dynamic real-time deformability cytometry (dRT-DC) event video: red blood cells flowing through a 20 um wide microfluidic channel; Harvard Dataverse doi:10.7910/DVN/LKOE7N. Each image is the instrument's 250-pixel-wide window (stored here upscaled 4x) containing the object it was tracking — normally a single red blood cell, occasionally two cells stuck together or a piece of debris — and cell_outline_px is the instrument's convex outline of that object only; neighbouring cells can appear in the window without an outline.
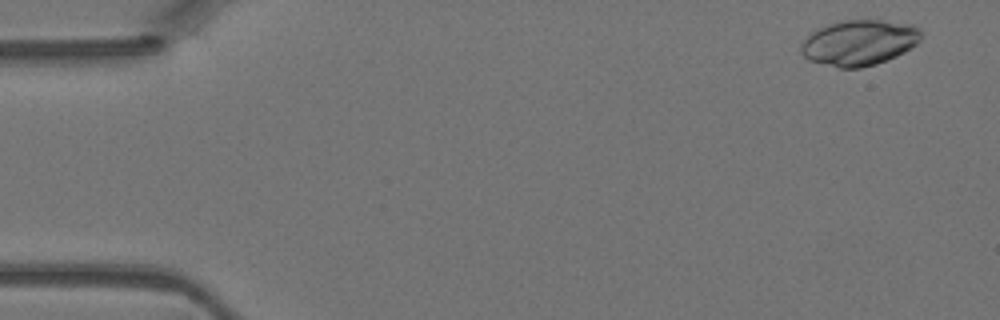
{"species": "Egyptian fruit bat (a non-hibernating species)", "species_latin": "Rousettus aegyptiacus", "temperature_condition": "warm", "stored_images_in_passage": 45, "camera_frame_rate_fps": 3000, "um_per_image_px": 0.085, "animal": {"sex": "female"}, "frame": {"image": 1, "passage_image": 2, "time_ms": 0.333, "image_size_px": [1000, 320], "cell_outline_px": [[924, 36], [916, 44], [904, 52], [896, 56], [876, 64], [860, 68], [840, 68], [808, 60], [800, 52], [800, 44], [804, 36], [820, 28], [844, 20], [880, 20], [912, 24], [920, 28], [924, 32]], "centroid_in_image_um": [73.04, 3.63], "position_along_channel_um": 12.0, "area_um2": 32.08}}
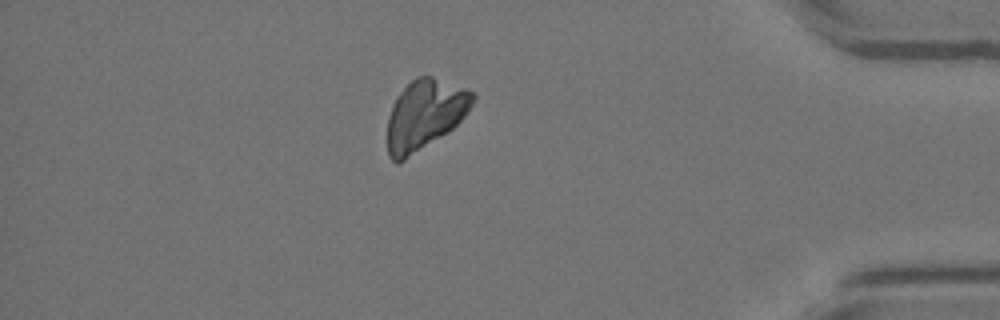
{"frame": {"image": 2, "passage_image": 39, "time_ms": 12.667, "image_size_px": [1000, 320], "cell_outline_px": [[476, 100], [464, 116], [448, 132], [400, 164], [396, 164], [388, 156], [388, 116], [392, 104], [396, 96], [416, 76], [432, 76], [468, 88], [476, 96]], "centroid_in_image_um": [36.1, 9.76], "position_along_channel_um": 399.1, "area_um2": 35.08}}
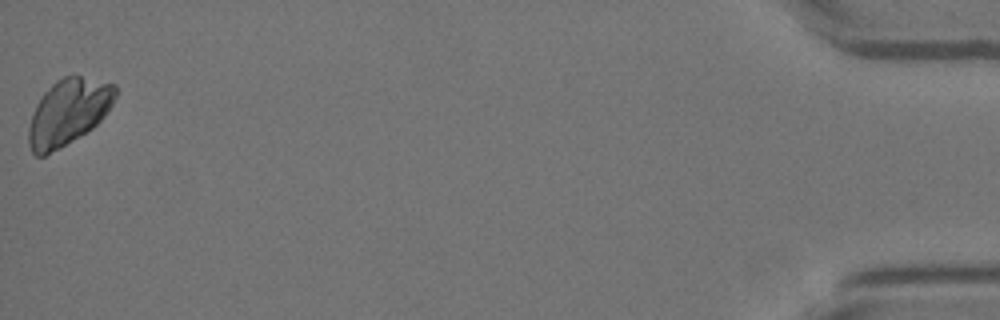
{"frame": {"image": 3, "passage_image": 45, "time_ms": 14.667, "image_size_px": [1000, 320], "cell_outline_px": [[116, 96], [112, 104], [104, 116], [92, 128], [60, 148], [44, 156], [36, 156], [32, 152], [28, 144], [28, 128], [36, 104], [40, 96], [56, 80], [64, 76], [80, 76], [116, 84]], "centroid_in_image_um": [5.79, 9.52], "position_along_channel_um": 429.4, "area_um2": 33.18}}